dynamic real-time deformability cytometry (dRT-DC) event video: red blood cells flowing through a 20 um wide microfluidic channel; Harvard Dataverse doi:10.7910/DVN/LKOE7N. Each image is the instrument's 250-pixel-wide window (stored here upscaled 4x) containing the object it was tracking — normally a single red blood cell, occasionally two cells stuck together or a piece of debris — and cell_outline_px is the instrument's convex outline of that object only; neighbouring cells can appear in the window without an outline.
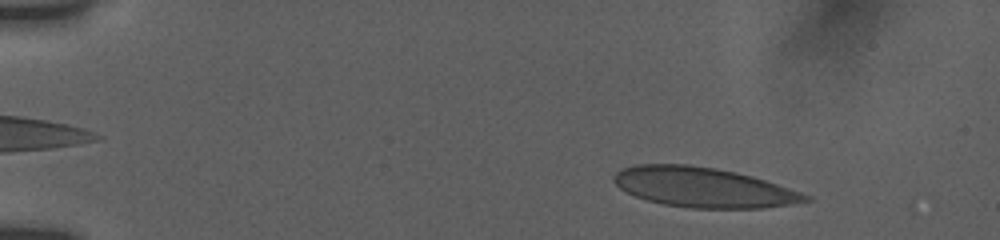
{"species": "human", "species_latin": "Homo sapiens", "temperature_condition": "room temperature", "stored_images_in_passage": 18, "camera_frame_rate_fps": 3000, "um_per_image_px": 0.085, "donor": {"sex": "female"}, "frame": {"image": 1, "passage_image": 6, "time_ms": 1.667, "image_size_px": [1000, 240], "cell_outline_px": [[812, 200], [792, 204], [760, 208], [692, 208], [664, 204], [648, 200], [636, 196], [620, 188], [612, 180], [612, 176], [616, 172], [624, 168], [636, 164], [688, 164], [716, 168], [736, 172], [752, 176], [812, 196]], "centroid_in_image_um": [59.77, 15.92], "position_along_channel_um": 25.2, "area_um2": 44.27}}
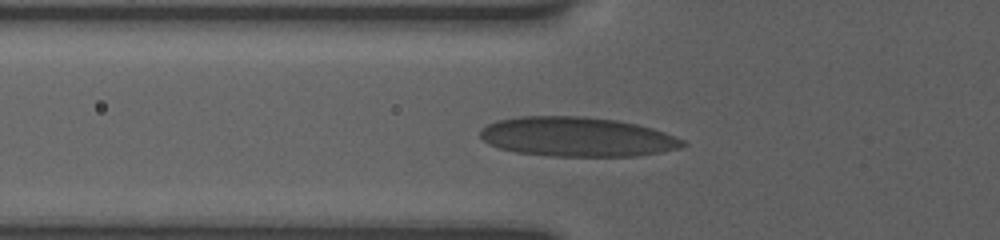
{"frame": {"image": 2, "passage_image": 17, "time_ms": 5.667, "image_size_px": [1000, 240], "cell_outline_px": [[688, 144], [680, 148], [660, 152], [636, 156], [552, 156], [516, 152], [500, 148], [488, 144], [480, 136], [480, 132], [488, 124], [496, 120], [520, 116], [584, 116], [616, 120], [636, 124], [652, 128], [664, 132], [684, 140]], "centroid_in_image_um": [49.06, 11.63], "position_along_channel_um": 76.7, "area_um2": 46.59}}